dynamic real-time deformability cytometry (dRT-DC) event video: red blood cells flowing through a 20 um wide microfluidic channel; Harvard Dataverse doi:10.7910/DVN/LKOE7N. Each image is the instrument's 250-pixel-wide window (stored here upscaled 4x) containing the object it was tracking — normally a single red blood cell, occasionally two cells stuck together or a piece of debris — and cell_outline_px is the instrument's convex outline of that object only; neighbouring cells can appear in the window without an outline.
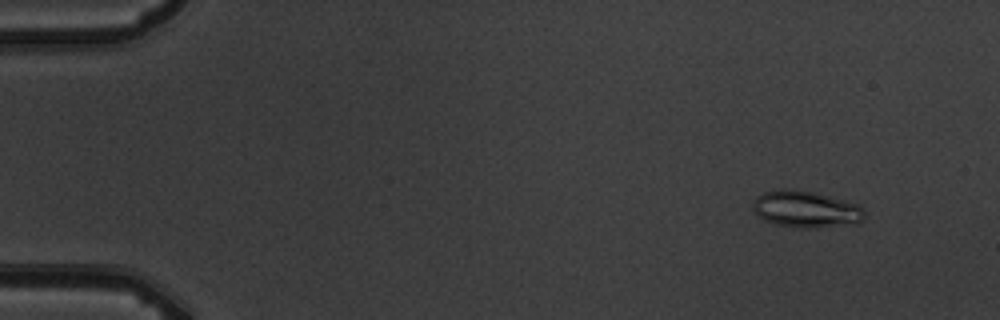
{"species": "common noctule bat (a hibernating species)", "species_latin": "Nyctalus noctula", "temperature_condition": "warm", "stored_images_in_passage": 5, "camera_frame_rate_fps": 3000, "um_per_image_px": 0.085, "animal": {"sex": "male", "body_mass_g": 19.5, "forearm_length_mm": 54.6}, "frame": {"image": 1, "passage_image": 2, "time_ms": 1.333, "image_size_px": [1000, 320], "cell_outline_px": [[864, 220], [856, 224], [816, 228], [796, 228], [776, 224], [764, 220], [756, 216], [752, 208], [752, 200], [756, 196], [764, 192], [784, 188], [812, 192], [860, 204], [864, 212]], "centroid_in_image_um": [68.48, 17.8], "position_along_channel_um": 16.5, "area_um2": 24.22}}